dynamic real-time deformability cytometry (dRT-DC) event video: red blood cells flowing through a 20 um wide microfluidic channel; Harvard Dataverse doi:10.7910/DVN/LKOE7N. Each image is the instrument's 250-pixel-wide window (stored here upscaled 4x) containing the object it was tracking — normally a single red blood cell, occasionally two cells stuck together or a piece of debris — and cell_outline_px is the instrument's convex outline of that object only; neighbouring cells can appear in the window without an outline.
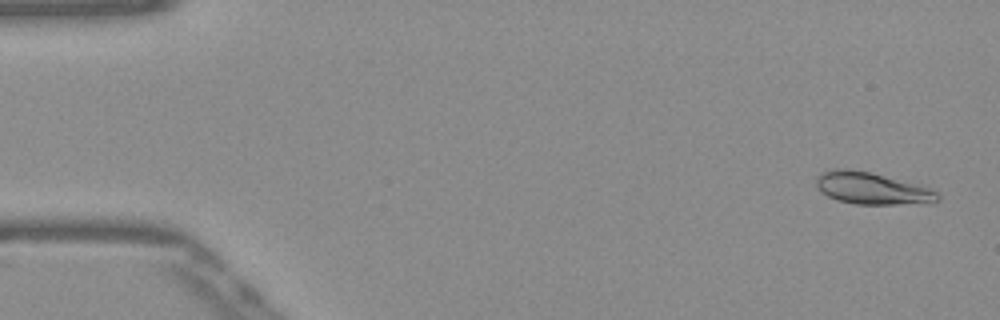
{"species": "Egyptian fruit bat (a non-hibernating species)", "species_latin": "Rousettus aegyptiacus", "temperature_condition": "warm", "stored_images_in_passage": 15, "camera_frame_rate_fps": 3000, "um_per_image_px": 0.085, "frame": {"image": 1, "passage_image": 2, "time_ms": 0.333, "image_size_px": [1000, 320], "cell_outline_px": [[940, 200], [932, 204], [856, 204], [836, 200], [820, 192], [816, 188], [816, 180], [824, 172], [836, 168], [868, 172], [928, 188], [936, 192], [940, 196]], "centroid_in_image_um": [74.12, 16.05], "position_along_channel_um": 10.9, "area_um2": 22.2}}
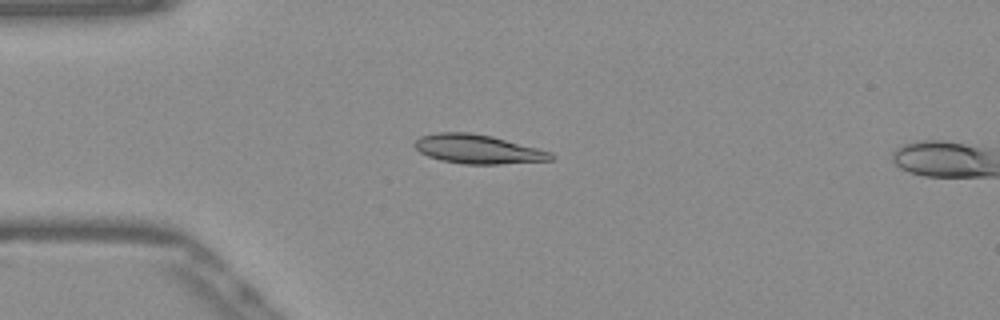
{"frame": {"image": 2, "passage_image": 13, "time_ms": 4.0, "image_size_px": [1000, 320], "cell_outline_px": [[556, 156], [552, 160], [500, 164], [464, 164], [440, 160], [428, 156], [420, 152], [412, 144], [420, 136], [436, 132], [468, 132], [492, 136], [552, 152]], "centroid_in_image_um": [40.61, 12.67], "position_along_channel_um": 44.4, "area_um2": 23.12}}